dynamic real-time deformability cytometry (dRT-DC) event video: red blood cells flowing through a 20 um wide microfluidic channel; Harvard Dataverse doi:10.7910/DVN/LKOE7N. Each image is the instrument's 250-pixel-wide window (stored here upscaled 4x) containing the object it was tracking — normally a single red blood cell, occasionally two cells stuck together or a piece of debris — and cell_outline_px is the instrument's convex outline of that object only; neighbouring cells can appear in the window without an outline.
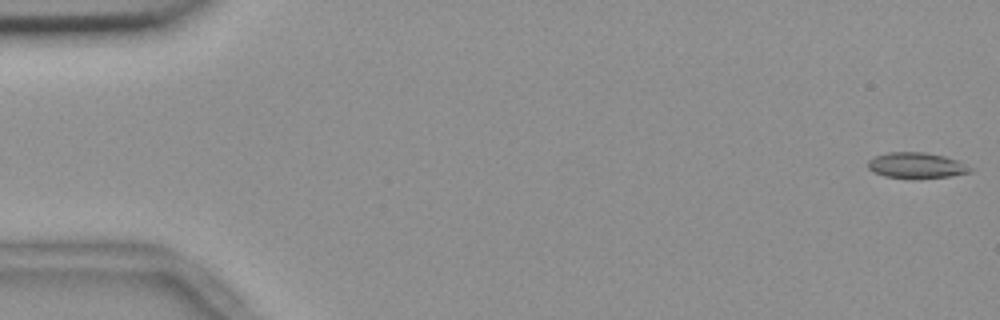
{"species": "common noctule bat (a hibernating species)", "species_latin": "Nyctalus noctula", "temperature_condition": "room temperature", "stored_images_in_passage": 6, "camera_frame_rate_fps": 3000, "um_per_image_px": 0.085, "animal": {"sex": "female", "body_mass_g": 18.4}, "frame": {"image": 1, "passage_image": 1, "time_ms": 0.0, "image_size_px": [1000, 320], "cell_outline_px": [[972, 172], [948, 176], [884, 176], [872, 172], [868, 168], [868, 160], [876, 156], [888, 152], [924, 152], [944, 156], [956, 160], [972, 168]], "centroid_in_image_um": [77.86, 14.02], "position_along_channel_um": 7.1, "area_um2": 14.62}}